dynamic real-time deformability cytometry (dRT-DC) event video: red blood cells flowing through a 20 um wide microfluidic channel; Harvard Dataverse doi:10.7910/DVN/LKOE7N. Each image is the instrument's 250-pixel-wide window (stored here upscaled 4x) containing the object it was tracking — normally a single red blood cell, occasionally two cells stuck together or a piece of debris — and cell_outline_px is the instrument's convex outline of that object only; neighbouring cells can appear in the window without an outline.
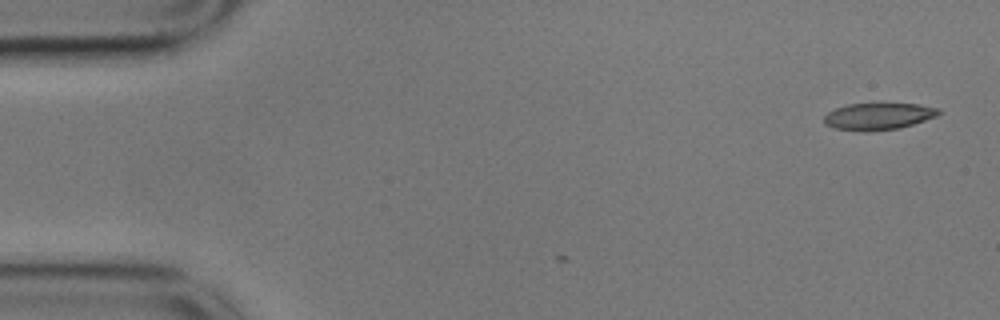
{"species": "common noctule bat (a hibernating species)", "species_latin": "Nyctalus noctula", "temperature_condition": "cold", "stored_images_in_passage": 6, "camera_frame_rate_fps": 3000, "um_per_image_px": 0.085, "animal": {"sex": "male", "body_mass_g": 17.9}, "frame": {"image": 1, "passage_image": 1, "time_ms": 0.0, "image_size_px": [1000, 320], "cell_outline_px": [[940, 112], [936, 116], [900, 128], [864, 132], [836, 128], [824, 124], [824, 116], [828, 112], [836, 108], [848, 104], [880, 100], [920, 104], [940, 108]], "centroid_in_image_um": [74.67, 9.82], "position_along_channel_um": 10.3, "area_um2": 18.84}}